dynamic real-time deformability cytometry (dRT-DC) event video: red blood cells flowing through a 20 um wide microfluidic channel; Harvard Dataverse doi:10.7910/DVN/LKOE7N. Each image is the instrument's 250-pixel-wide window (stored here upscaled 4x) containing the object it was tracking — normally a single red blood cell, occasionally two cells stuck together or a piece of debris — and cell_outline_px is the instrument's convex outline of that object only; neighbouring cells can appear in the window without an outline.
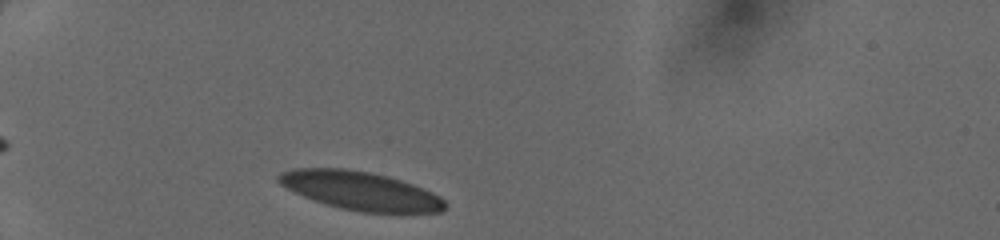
{"species": "human", "species_latin": "Homo sapiens", "temperature_condition": "cold", "stored_images_in_passage": 29, "camera_frame_rate_fps": 3000, "um_per_image_px": 0.085, "donor": {"sex": "female"}, "frame": {"image": 1, "passage_image": 1, "time_ms": 0.0, "image_size_px": [1000, 240], "cell_outline_px": [[448, 208], [440, 212], [400, 216], [360, 212], [340, 208], [312, 200], [280, 184], [276, 180], [276, 176], [280, 172], [292, 168], [344, 168], [368, 172], [388, 176], [412, 184], [432, 192], [440, 196], [448, 204]], "centroid_in_image_um": [30.73, 16.27], "position_along_channel_um": 54.3, "area_um2": 38.44}}
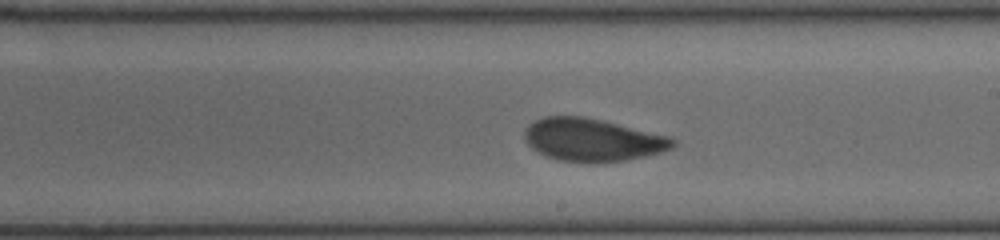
{"frame": {"image": 2, "passage_image": 16, "time_ms": 5.0, "image_size_px": [1000, 240], "cell_outline_px": [[676, 144], [672, 148], [660, 152], [644, 156], [624, 160], [596, 164], [592, 164], [560, 160], [548, 156], [532, 148], [524, 140], [524, 132], [528, 124], [544, 116], [580, 116], [600, 120], [668, 136], [676, 140]], "centroid_in_image_um": [50.33, 11.9], "position_along_channel_um": 238.7, "area_um2": 36.76}}
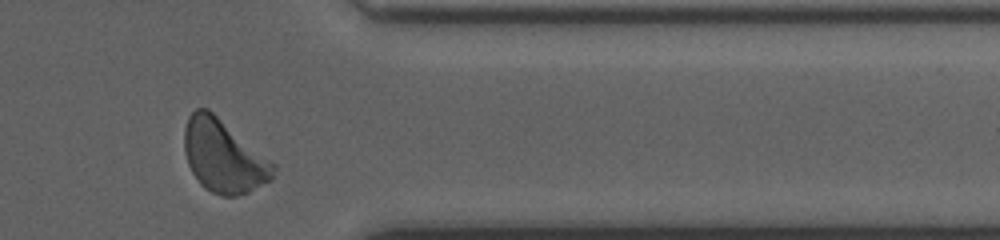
{"frame": {"image": 3, "passage_image": 27, "time_ms": 8.667, "image_size_px": [1000, 240], "cell_outline_px": [[276, 168], [272, 180], [248, 192], [236, 196], [220, 196], [204, 188], [200, 184], [192, 172], [188, 164], [184, 152], [184, 128], [188, 116], [196, 108], [208, 108], [276, 164]], "centroid_in_image_um": [19.0, 13.28], "position_along_channel_um": 392.4, "area_um2": 37.86}}